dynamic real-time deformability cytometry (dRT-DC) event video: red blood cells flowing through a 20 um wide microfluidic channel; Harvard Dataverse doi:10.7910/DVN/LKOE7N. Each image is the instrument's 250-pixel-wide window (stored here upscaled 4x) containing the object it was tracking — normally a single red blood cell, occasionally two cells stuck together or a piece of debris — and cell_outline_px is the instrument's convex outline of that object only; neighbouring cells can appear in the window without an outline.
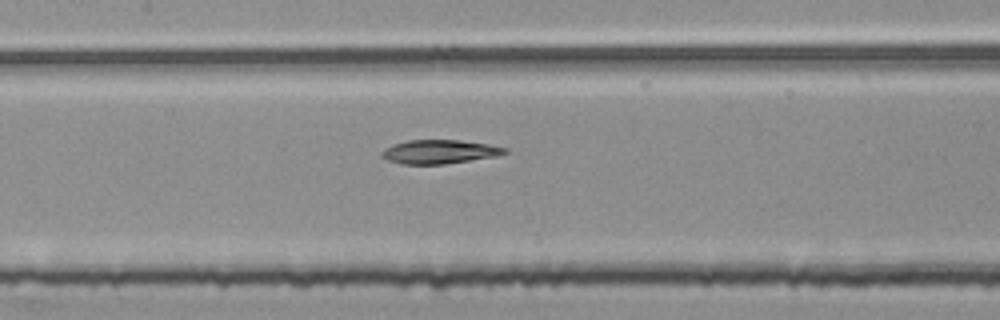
{"species": "common noctule bat (a hibernating species)", "species_latin": "Nyctalus noctula", "temperature_condition": "room temperature", "stored_images_in_passage": 54, "segment_of_instrument_passage": [2, 2], "camera_frame_rate_fps": 3000, "um_per_image_px": 0.085, "animal": {"sex": "female", "body_mass_g": 25.1}, "frame": {"image": 1, "passage_image": 25, "time_ms": 8.0, "image_size_px": [1000, 320], "cell_outline_px": [[508, 152], [496, 156], [444, 164], [400, 164], [388, 160], [380, 156], [380, 152], [384, 148], [392, 144], [408, 140], [460, 140], [488, 144], [508, 148]], "centroid_in_image_um": [37.31, 12.89], "position_along_channel_um": 170.1, "area_um2": 17.17}}
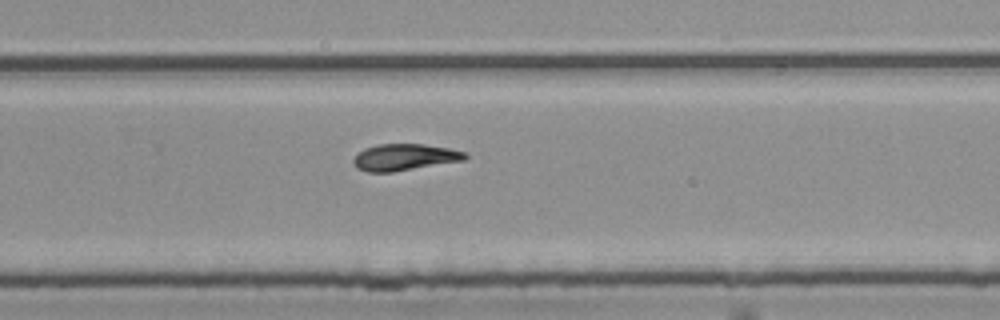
{"frame": {"image": 2, "passage_image": 35, "time_ms": 11.333, "image_size_px": [1000, 320], "cell_outline_px": [[468, 156], [464, 160], [392, 172], [368, 172], [356, 168], [352, 160], [364, 148], [380, 144], [424, 144], [448, 148], [464, 152]], "centroid_in_image_um": [34.36, 13.36], "position_along_channel_um": 295.4, "area_um2": 17.11}}
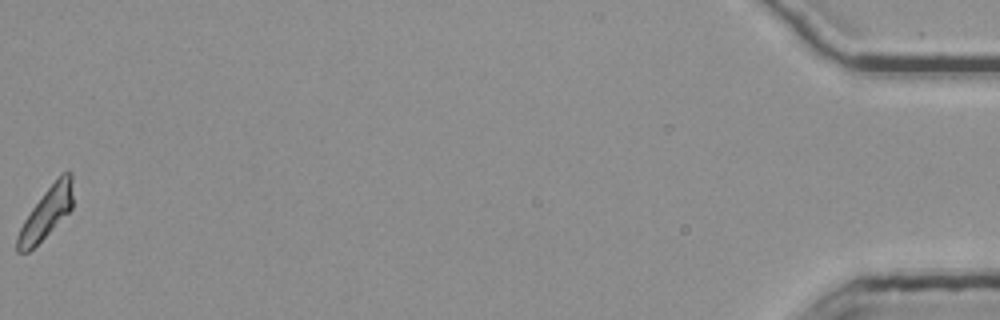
{"frame": {"image": 3, "passage_image": 54, "time_ms": 17.667, "image_size_px": [1000, 320], "cell_outline_px": [[72, 208], [28, 252], [16, 252], [16, 236], [24, 220], [32, 208], [44, 192], [60, 172], [72, 172]], "centroid_in_image_um": [3.92, 18.06], "position_along_channel_um": 431.3, "area_um2": 16.13}}